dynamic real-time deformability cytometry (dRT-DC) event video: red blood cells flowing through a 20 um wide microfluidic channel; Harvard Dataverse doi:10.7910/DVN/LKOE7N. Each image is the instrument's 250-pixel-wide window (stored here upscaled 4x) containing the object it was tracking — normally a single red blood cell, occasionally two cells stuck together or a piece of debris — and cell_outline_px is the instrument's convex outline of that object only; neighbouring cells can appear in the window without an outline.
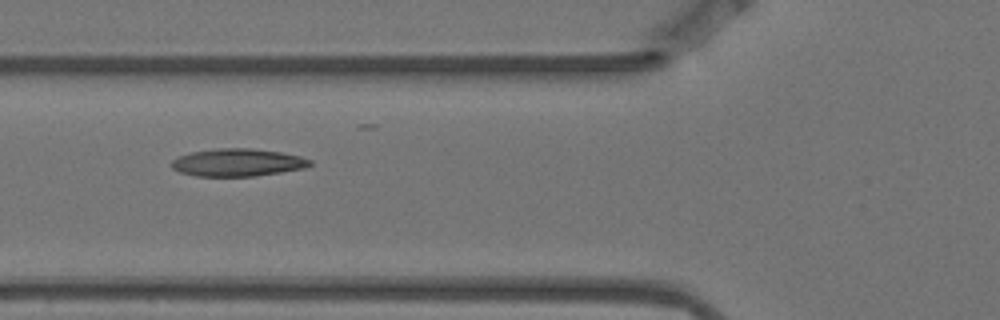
{"species": "Egyptian fruit bat (a non-hibernating species)", "species_latin": "Rousettus aegyptiacus", "temperature_condition": "warm", "stored_images_in_passage": 10, "camera_frame_rate_fps": 3000, "um_per_image_px": 0.085, "animal": {"sex": "female"}, "frame": {"image": 1, "passage_image": 6, "time_ms": 1.667, "image_size_px": [1000, 320], "cell_outline_px": [[312, 164], [304, 168], [256, 176], [196, 176], [180, 172], [172, 168], [172, 160], [180, 156], [192, 152], [216, 148], [248, 148], [280, 152], [300, 156], [312, 160]], "centroid_in_image_um": [20.21, 13.81], "position_along_channel_um": 105.6, "area_um2": 22.14}}
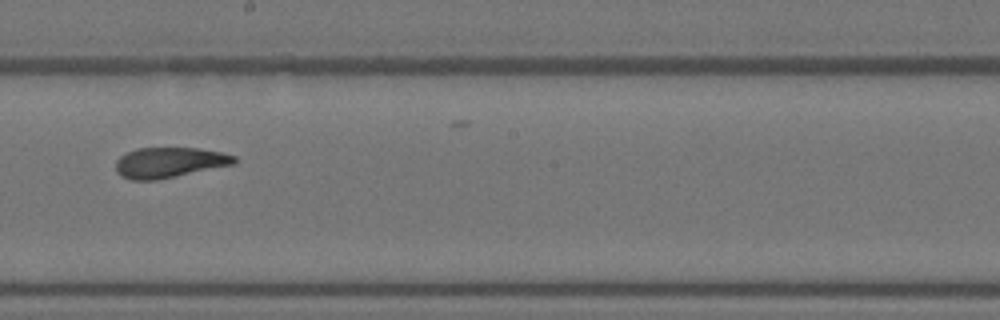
{"frame": {"image": 2, "passage_image": 9, "time_ms": 2.667, "image_size_px": [1000, 320], "cell_outline_px": [[236, 164], [156, 180], [132, 180], [120, 176], [116, 172], [116, 160], [120, 156], [136, 148], [200, 148], [220, 152], [236, 156]], "centroid_in_image_um": [14.39, 13.81], "position_along_channel_um": 233.8, "area_um2": 21.04}}
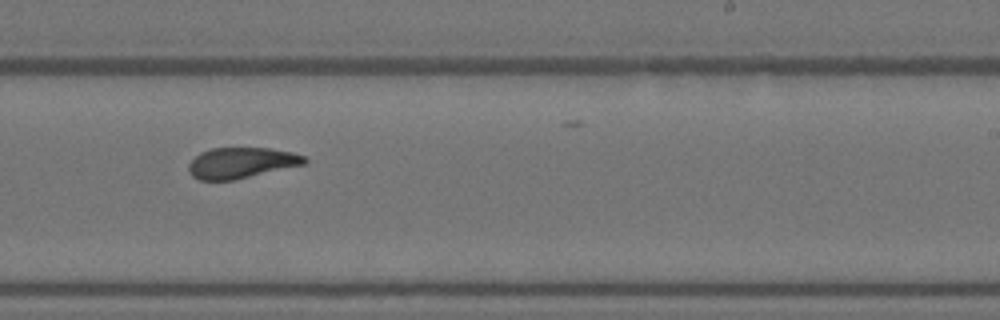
{"frame": {"image": 3, "passage_image": 10, "time_ms": 3.0, "image_size_px": [1000, 320], "cell_outline_px": [[308, 160], [304, 164], [236, 180], [200, 180], [192, 176], [188, 168], [188, 164], [200, 152], [212, 148], [268, 148], [292, 152], [304, 156]], "centroid_in_image_um": [20.5, 13.84], "position_along_channel_um": 268.5, "area_um2": 20.75}}